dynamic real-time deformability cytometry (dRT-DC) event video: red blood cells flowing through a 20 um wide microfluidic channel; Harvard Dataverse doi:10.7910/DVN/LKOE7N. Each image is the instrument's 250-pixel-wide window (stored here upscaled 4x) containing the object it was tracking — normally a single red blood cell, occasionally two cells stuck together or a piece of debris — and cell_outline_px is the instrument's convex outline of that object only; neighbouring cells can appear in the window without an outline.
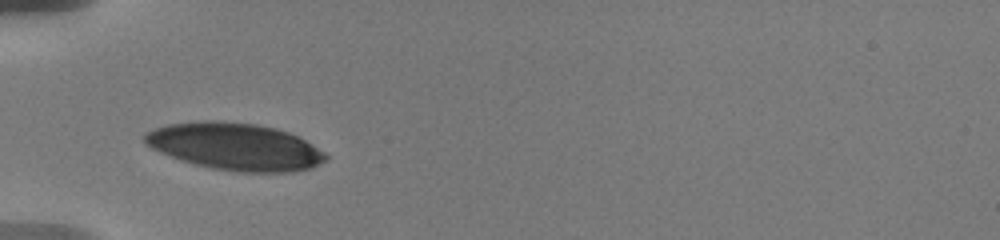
{"species": "human", "species_latin": "Homo sapiens", "temperature_condition": "warm", "stored_images_in_passage": 44, "camera_frame_rate_fps": 3000, "um_per_image_px": 0.085, "donor": {"sex": "male"}, "frame": {"image": 1, "passage_image": 1, "time_ms": 0.0, "image_size_px": [1000, 240], "cell_outline_px": [[328, 156], [324, 160], [312, 168], [292, 172], [236, 172], [212, 168], [180, 160], [160, 152], [144, 144], [144, 132], [168, 124], [208, 120], [216, 120], [252, 124], [272, 128], [288, 132], [304, 140], [324, 152]], "centroid_in_image_um": [19.94, 12.47], "position_along_channel_um": 65.1, "area_um2": 49.36}}
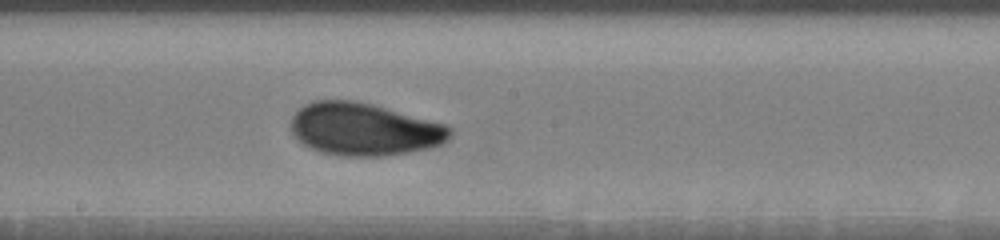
{"frame": {"image": 2, "passage_image": 24, "time_ms": 4.333, "image_size_px": [1000, 240], "cell_outline_px": [[452, 136], [444, 144], [428, 148], [388, 156], [340, 156], [320, 152], [304, 144], [292, 132], [292, 116], [304, 104], [312, 100], [356, 100], [372, 104], [448, 124], [452, 128]], "centroid_in_image_um": [31.01, 10.98], "position_along_channel_um": 217.2, "area_um2": 49.07}}
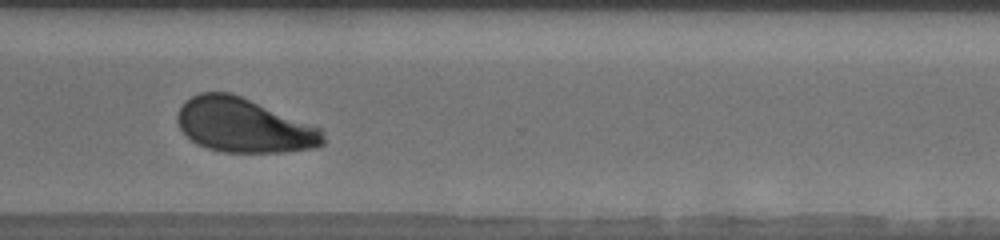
{"frame": {"image": 3, "passage_image": 43, "time_ms": 8.0, "image_size_px": [1000, 240], "cell_outline_px": [[324, 144], [316, 148], [284, 152], [224, 152], [208, 148], [196, 144], [180, 128], [176, 120], [176, 116], [180, 108], [192, 96], [200, 92], [232, 92], [320, 128], [324, 136]], "centroid_in_image_um": [20.72, 10.66], "position_along_channel_um": 349.9, "area_um2": 45.78}}